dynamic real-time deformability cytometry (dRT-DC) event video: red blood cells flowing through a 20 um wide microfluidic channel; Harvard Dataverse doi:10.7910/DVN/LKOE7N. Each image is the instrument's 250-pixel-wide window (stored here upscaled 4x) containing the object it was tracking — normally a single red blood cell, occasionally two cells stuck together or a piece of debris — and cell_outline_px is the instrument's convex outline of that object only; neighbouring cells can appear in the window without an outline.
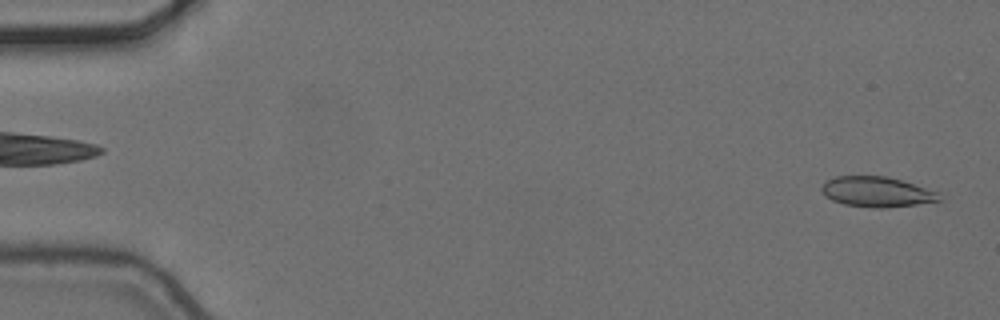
{"species": "common noctule bat (a hibernating species)", "species_latin": "Nyctalus noctula", "temperature_condition": "cold", "stored_images_in_passage": 5, "camera_frame_rate_fps": 3000, "um_per_image_px": 0.085, "animal": {"sex": "female", "body_mass_g": 24.6, "forearm_length_mm": 56.2}, "frame": {"image": 1, "passage_image": 5, "time_ms": 1.333, "image_size_px": [1000, 320], "cell_outline_px": [[944, 200], [888, 208], [872, 208], [844, 204], [832, 200], [824, 196], [820, 188], [828, 180], [836, 176], [888, 176], [940, 192]], "centroid_in_image_um": [74.56, 16.31], "position_along_channel_um": 10.4, "area_um2": 20.92}}